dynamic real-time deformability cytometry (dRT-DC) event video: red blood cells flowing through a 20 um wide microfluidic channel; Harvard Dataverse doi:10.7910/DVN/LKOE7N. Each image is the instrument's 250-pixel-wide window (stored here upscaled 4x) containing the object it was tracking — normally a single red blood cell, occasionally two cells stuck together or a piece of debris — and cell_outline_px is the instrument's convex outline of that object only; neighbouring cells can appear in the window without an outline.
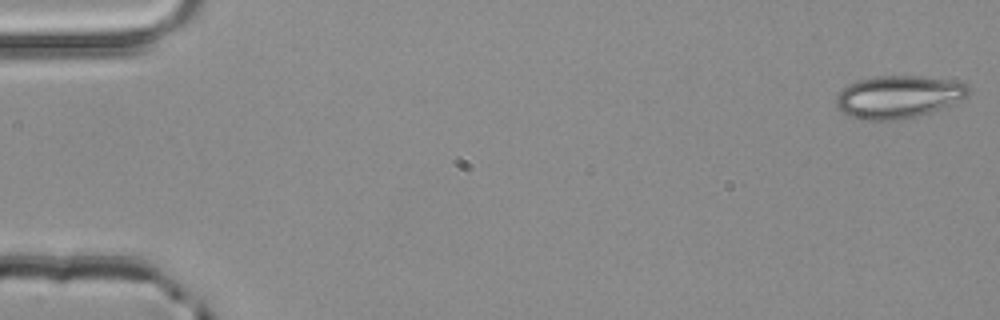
{"species": "common noctule bat (a hibernating species)", "species_latin": "Nyctalus noctula", "temperature_condition": "room temperature", "stored_images_in_passage": 11, "camera_frame_rate_fps": 3000, "um_per_image_px": 0.085, "animal": {"sex": "male", "body_mass_g": 20.4}, "frame": {"image": 1, "passage_image": 1, "time_ms": 0.0, "image_size_px": [1000, 320], "cell_outline_px": [[968, 92], [964, 96], [940, 108], [904, 120], [868, 120], [852, 116], [840, 112], [836, 104], [836, 96], [848, 84], [860, 80], [876, 76], [920, 76], [956, 80], [964, 84], [968, 88]], "centroid_in_image_um": [76.3, 8.22], "position_along_channel_um": 8.7, "area_um2": 32.31}}